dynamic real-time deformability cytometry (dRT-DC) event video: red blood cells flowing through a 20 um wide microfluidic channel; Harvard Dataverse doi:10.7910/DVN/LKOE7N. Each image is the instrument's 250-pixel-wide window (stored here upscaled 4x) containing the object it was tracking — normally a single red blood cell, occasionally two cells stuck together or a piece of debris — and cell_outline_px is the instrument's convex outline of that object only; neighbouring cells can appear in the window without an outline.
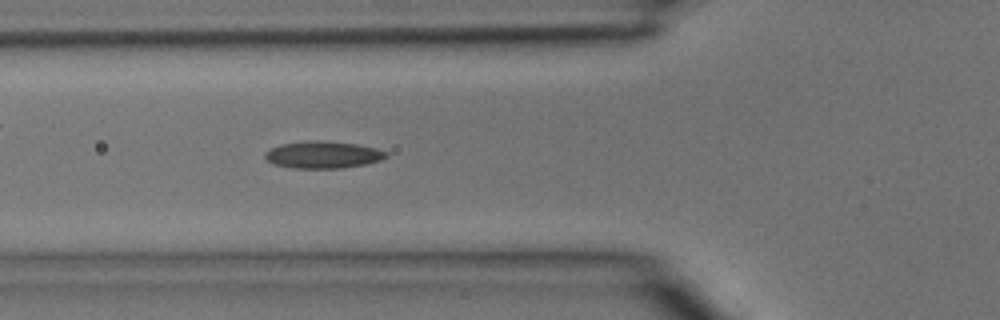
{"species": "common noctule bat (a hibernating species)", "species_latin": "Nyctalus noctula", "temperature_condition": "room temperature", "stored_images_in_passage": 4, "camera_frame_rate_fps": 3000, "um_per_image_px": 0.085, "animal": {"sex": "male", "body_mass_g": 15.6}, "frame": {"image": 1, "passage_image": 4, "time_ms": 1.0, "image_size_px": [1000, 320], "cell_outline_px": [[388, 156], [380, 160], [364, 164], [340, 168], [292, 168], [272, 164], [264, 156], [264, 152], [280, 144], [304, 140], [320, 140], [356, 144], [376, 148], [388, 152]], "centroid_in_image_um": [27.42, 13.14], "position_along_channel_um": 98.4, "area_um2": 19.19}}